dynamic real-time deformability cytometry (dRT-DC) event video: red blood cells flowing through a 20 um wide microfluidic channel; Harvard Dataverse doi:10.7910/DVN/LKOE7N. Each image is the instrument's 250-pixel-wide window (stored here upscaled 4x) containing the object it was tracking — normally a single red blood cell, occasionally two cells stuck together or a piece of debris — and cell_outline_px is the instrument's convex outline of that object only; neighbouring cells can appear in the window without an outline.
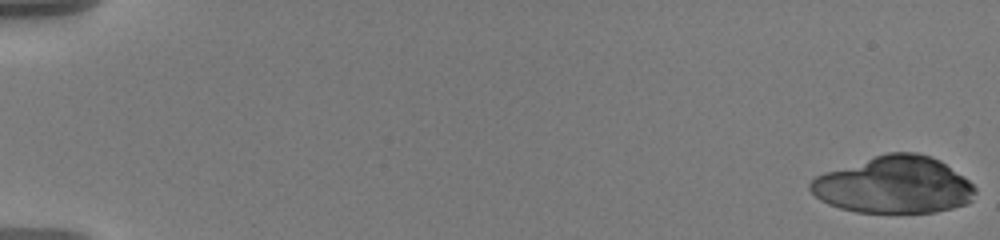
{"species": "human", "species_latin": "Homo sapiens", "temperature_condition": "warm", "stored_images_in_passage": 57, "camera_frame_rate_fps": 3000, "um_per_image_px": 0.085, "donor": {"sex": "male"}, "frame": {"image": 1, "passage_image": 1, "time_ms": 0.0, "image_size_px": [1000, 240], "cell_outline_px": [[976, 192], [972, 200], [968, 204], [936, 212], [856, 212], [840, 208], [828, 204], [820, 200], [808, 188], [808, 184], [816, 176], [824, 172], [888, 152], [916, 152], [932, 156], [940, 160], [964, 176], [976, 188]], "centroid_in_image_um": [76.01, 15.72], "position_along_channel_um": 9.0, "area_um2": 54.79}}